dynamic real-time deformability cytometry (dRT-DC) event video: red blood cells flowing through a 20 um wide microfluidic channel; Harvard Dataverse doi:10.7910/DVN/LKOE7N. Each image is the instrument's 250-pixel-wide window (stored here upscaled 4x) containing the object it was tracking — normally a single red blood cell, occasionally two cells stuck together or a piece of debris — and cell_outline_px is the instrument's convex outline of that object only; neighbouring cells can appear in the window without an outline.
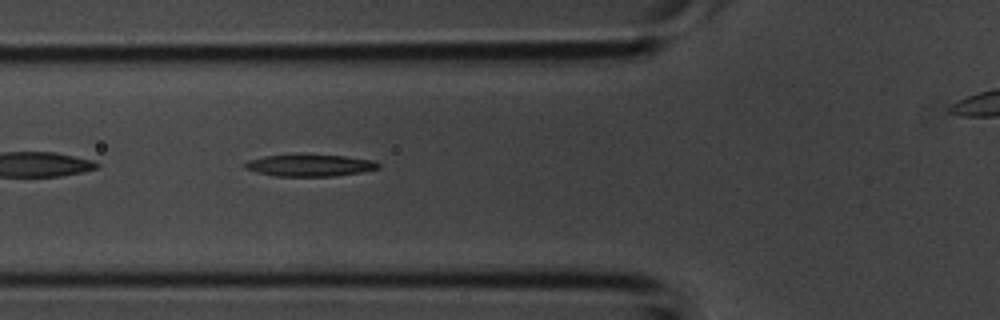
{"species": "common noctule bat (a hibernating species)", "species_latin": "Nyctalus noctula", "temperature_condition": "room temperature", "stored_images_in_passage": 38, "camera_frame_rate_fps": 3000, "um_per_image_px": 0.085, "animal": {"sex": "male", "body_mass_g": 20.1, "forearm_length_mm": 53.5}, "frame": {"image": 1, "passage_image": 15, "time_ms": 4.667, "image_size_px": [1000, 320], "cell_outline_px": [[380, 168], [360, 172], [336, 176], [276, 176], [256, 172], [244, 168], [244, 164], [248, 160], [264, 156], [344, 156], [376, 160], [380, 164]], "centroid_in_image_um": [26.37, 14.08], "position_along_channel_um": 99.4, "area_um2": 16.59}}
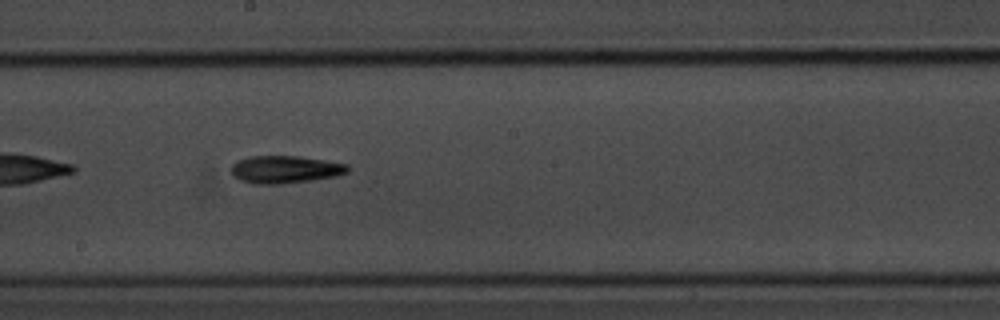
{"frame": {"image": 2, "passage_image": 23, "time_ms": 7.333, "image_size_px": [1000, 320], "cell_outline_px": [[348, 172], [336, 176], [312, 180], [276, 184], [256, 184], [240, 180], [232, 172], [232, 164], [248, 156], [296, 156], [324, 160], [348, 164]], "centroid_in_image_um": [24.25, 14.4], "position_along_channel_um": 223.9, "area_um2": 18.44}}
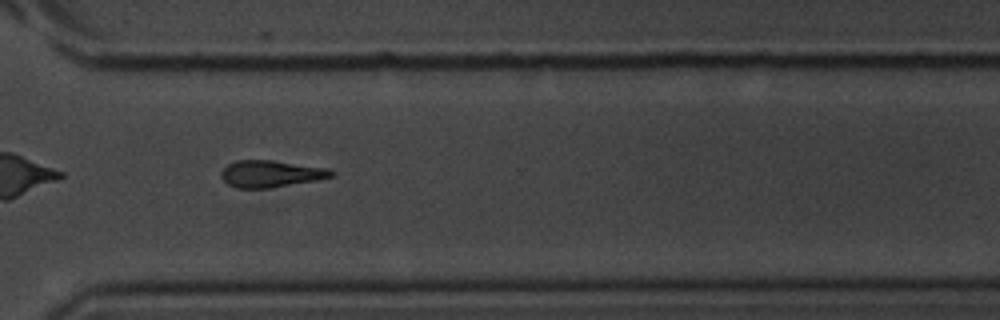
{"frame": {"image": 3, "passage_image": 31, "time_ms": 10.0, "image_size_px": [1000, 320], "cell_outline_px": [[336, 172], [332, 176], [320, 180], [268, 188], [236, 188], [228, 184], [220, 176], [220, 172], [228, 164], [236, 160], [272, 160], [328, 168]], "centroid_in_image_um": [23.03, 14.77], "position_along_channel_um": 347.6, "area_um2": 17.34}}